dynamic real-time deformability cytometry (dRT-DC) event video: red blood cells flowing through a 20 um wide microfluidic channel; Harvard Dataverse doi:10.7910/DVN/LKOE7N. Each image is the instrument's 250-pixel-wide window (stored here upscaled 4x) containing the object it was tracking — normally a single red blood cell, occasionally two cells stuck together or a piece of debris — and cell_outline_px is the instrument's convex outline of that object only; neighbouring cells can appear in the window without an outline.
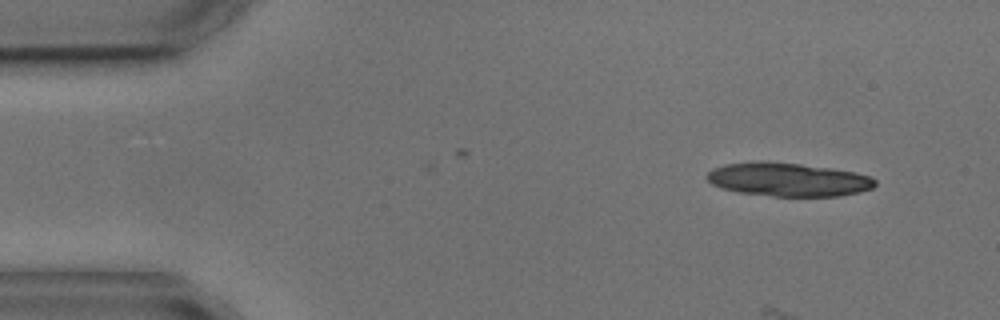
{"species": "common noctule bat (a hibernating species)", "species_latin": "Nyctalus noctula", "temperature_condition": "cold", "stored_images_in_passage": 4, "camera_frame_rate_fps": 3000, "um_per_image_px": 0.085, "animal": {"sex": "male", "body_mass_g": 17.9, "forearm_length_mm": 54.2}, "frame": {"image": 1, "passage_image": 1, "time_ms": 0.0, "image_size_px": [1000, 320], "cell_outline_px": [[876, 184], [872, 188], [860, 192], [840, 196], [772, 196], [740, 192], [724, 188], [712, 184], [704, 176], [712, 168], [724, 164], [760, 160], [764, 160], [800, 164], [832, 168], [856, 172], [872, 176], [876, 180]], "centroid_in_image_um": [67.0, 15.24], "position_along_channel_um": 18.0, "area_um2": 33.18}}